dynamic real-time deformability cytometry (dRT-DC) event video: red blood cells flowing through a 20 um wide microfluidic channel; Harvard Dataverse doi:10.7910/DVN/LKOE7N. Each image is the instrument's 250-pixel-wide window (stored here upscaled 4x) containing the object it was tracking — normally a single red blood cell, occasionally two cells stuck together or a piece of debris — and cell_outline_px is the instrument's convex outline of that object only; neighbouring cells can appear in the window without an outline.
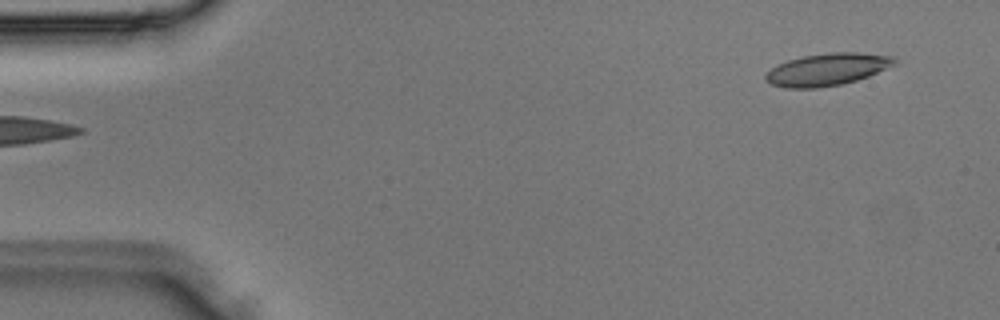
{"species": "Egyptian fruit bat (a non-hibernating species)", "species_latin": "Rousettus aegyptiacus", "temperature_condition": "room temperature", "stored_images_in_passage": 3, "camera_frame_rate_fps": 3000, "um_per_image_px": 0.085, "animal": {"sex": "male"}, "frame": {"image": 1, "passage_image": 1, "time_ms": 0.0, "image_size_px": [1000, 320], "cell_outline_px": [[896, 64], [868, 76], [856, 80], [840, 84], [816, 88], [784, 88], [772, 84], [764, 80], [764, 76], [776, 64], [788, 60], [804, 56], [832, 52], [856, 52], [896, 56]], "centroid_in_image_um": [70.31, 5.9], "position_along_channel_um": 14.7, "area_um2": 24.16}}